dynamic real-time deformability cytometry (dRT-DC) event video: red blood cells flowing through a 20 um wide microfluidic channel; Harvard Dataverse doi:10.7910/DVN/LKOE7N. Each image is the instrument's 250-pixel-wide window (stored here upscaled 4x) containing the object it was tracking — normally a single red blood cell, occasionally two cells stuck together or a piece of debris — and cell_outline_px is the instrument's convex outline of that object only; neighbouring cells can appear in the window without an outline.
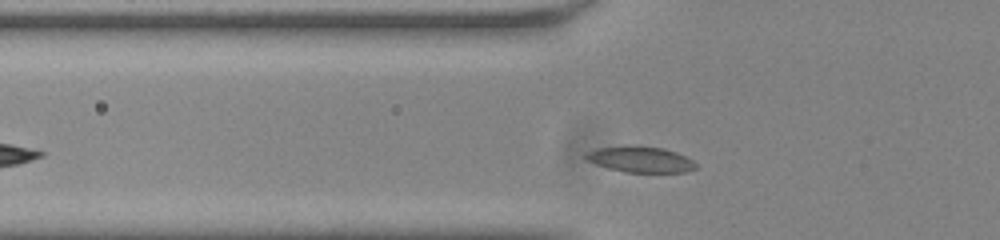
{"species": "common noctule bat (a hibernating species)", "species_latin": "Nyctalus noctula", "temperature_condition": "room temperature", "stored_images_in_passage": 29, "camera_frame_rate_fps": 3000, "um_per_image_px": 0.085, "animal": {"sex": "male", "body_mass_g": 20.0, "forearm_length_mm": 53.3}, "frame": {"image": 1, "passage_image": 4, "time_ms": 1.0, "image_size_px": [1000, 240], "cell_outline_px": [[696, 168], [688, 172], [624, 172], [608, 168], [596, 164], [588, 160], [584, 156], [584, 152], [596, 148], [624, 144], [636, 144], [664, 148], [676, 152], [692, 160], [696, 164]], "centroid_in_image_um": [54.39, 13.51], "position_along_channel_um": 71.4, "area_um2": 17.05}}
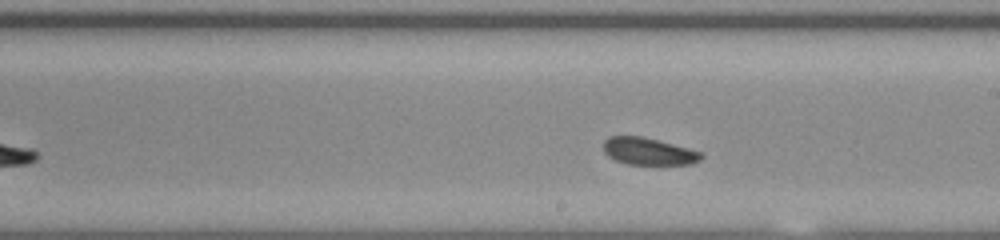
{"frame": {"image": 2, "passage_image": 17, "time_ms": 5.333, "image_size_px": [1000, 240], "cell_outline_px": [[704, 156], [700, 160], [692, 164], [628, 164], [616, 160], [608, 156], [604, 152], [604, 140], [608, 136], [640, 136], [688, 148], [700, 152]], "centroid_in_image_um": [55.1, 12.87], "position_along_channel_um": 233.9, "area_um2": 15.26}}
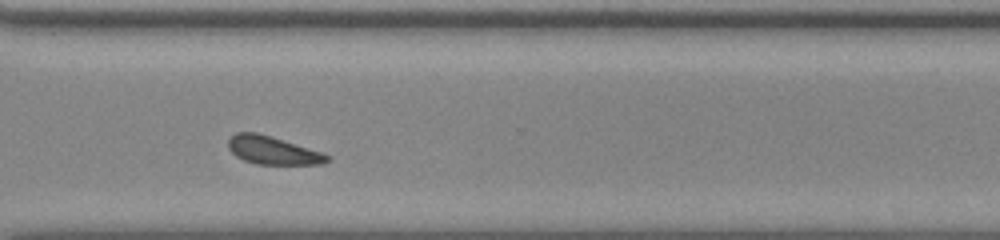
{"frame": {"image": 3, "passage_image": 26, "time_ms": 8.333, "image_size_px": [1000, 240], "cell_outline_px": [[332, 160], [324, 164], [256, 164], [244, 160], [236, 156], [228, 148], [228, 140], [236, 132], [256, 132], [272, 136], [332, 156]], "centroid_in_image_um": [23.2, 12.78], "position_along_channel_um": 347.4, "area_um2": 16.18}, "authors_computed_cell_mechanics": {"area_um2": 16.2418, "velocity_mm_per_s": 3.7755, "shape_relaxation_time_tau1_ms": null, "shape_relaxation_time_tau2_ms": 6.5214, "deformation_change_tau1": null, "deformation_change_tau2": 0.1705}}